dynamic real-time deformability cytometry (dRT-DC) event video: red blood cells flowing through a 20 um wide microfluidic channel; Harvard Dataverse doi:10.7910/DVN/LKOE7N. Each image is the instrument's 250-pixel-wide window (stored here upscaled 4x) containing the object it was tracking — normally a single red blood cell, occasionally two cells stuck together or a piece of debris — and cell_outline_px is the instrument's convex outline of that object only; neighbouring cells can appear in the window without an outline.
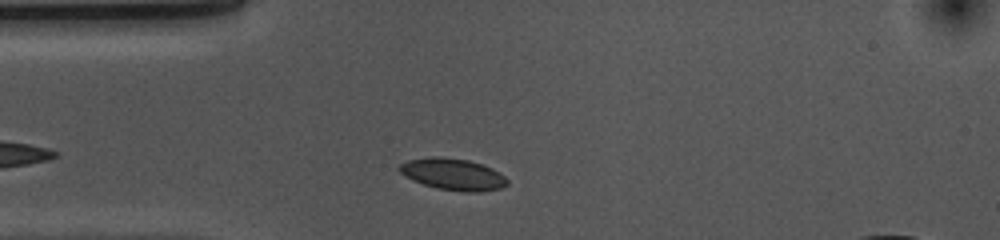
{"species": "common noctule bat (a hibernating species)", "species_latin": "Nyctalus noctula", "temperature_condition": "cold", "stored_images_in_passage": 33, "camera_frame_rate_fps": 3000, "um_per_image_px": 0.085, "animal": {"sex": "female", "body_mass_g": 10.0, "forearm_length_mm": 53.1}, "frame": {"image": 1, "passage_image": 4, "time_ms": 1.0, "image_size_px": [1000, 240], "cell_outline_px": [[508, 184], [500, 188], [480, 192], [464, 192], [436, 188], [412, 180], [404, 176], [396, 168], [400, 164], [408, 160], [432, 156], [440, 156], [468, 160], [492, 168], [500, 172], [508, 180]], "centroid_in_image_um": [38.48, 14.81], "position_along_channel_um": 46.5, "area_um2": 20.0}}
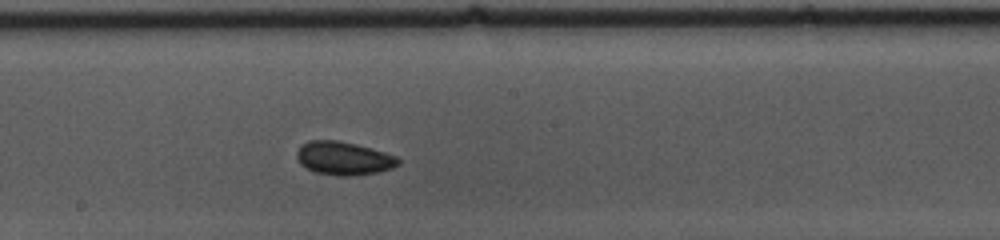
{"frame": {"image": 2, "passage_image": 19, "time_ms": 6.0, "image_size_px": [1000, 240], "cell_outline_px": [[400, 164], [392, 168], [376, 172], [352, 176], [340, 176], [316, 172], [300, 164], [296, 156], [296, 152], [300, 144], [308, 140], [336, 140], [356, 144], [372, 148], [396, 156], [400, 160]], "centroid_in_image_um": [29.19, 13.44], "position_along_channel_um": 219.0, "area_um2": 19.77}}
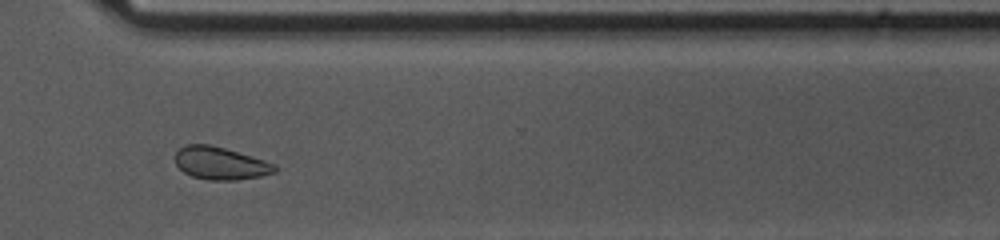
{"frame": {"image": 3, "passage_image": 30, "time_ms": 9.667, "image_size_px": [1000, 240], "cell_outline_px": [[276, 172], [260, 176], [236, 180], [208, 180], [192, 176], [184, 172], [176, 164], [176, 152], [184, 144], [208, 144], [224, 148], [264, 160], [276, 164]], "centroid_in_image_um": [18.73, 13.88], "position_along_channel_um": 351.9, "area_um2": 18.79}, "authors_computed_cell_mechanics": {"area_um2": 19.1318, "velocity_mm_per_s": 3.6224, "shape_relaxation_time_tau1_ms": null, "shape_relaxation_time_tau2_ms": 3.7268, "deformation_change_tau1": null, "deformation_change_tau2": 0.0696}}